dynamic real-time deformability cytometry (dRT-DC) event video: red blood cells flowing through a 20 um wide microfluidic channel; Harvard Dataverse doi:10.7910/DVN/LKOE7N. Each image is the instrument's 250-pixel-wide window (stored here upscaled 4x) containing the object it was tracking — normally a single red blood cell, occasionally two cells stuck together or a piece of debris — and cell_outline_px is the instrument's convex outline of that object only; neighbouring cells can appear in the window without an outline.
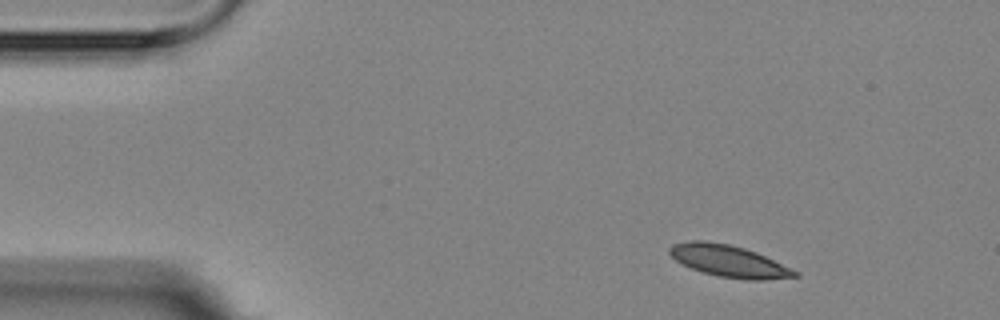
{"species": "Egyptian fruit bat (a non-hibernating species)", "species_latin": "Rousettus aegyptiacus", "temperature_condition": "room temperature", "stored_images_in_passage": 4, "camera_frame_rate_fps": 3000, "um_per_image_px": 0.085, "animal": {"sex": "female"}, "frame": {"image": 1, "passage_image": 1, "time_ms": 0.0, "image_size_px": [1000, 320], "cell_outline_px": [[800, 276], [764, 280], [748, 280], [720, 276], [704, 272], [692, 268], [676, 260], [668, 252], [668, 248], [672, 244], [692, 240], [704, 240], [728, 244], [744, 248], [756, 252], [792, 268], [800, 272]], "centroid_in_image_um": [61.98, 22.18], "position_along_channel_um": 23.0, "area_um2": 23.12}}
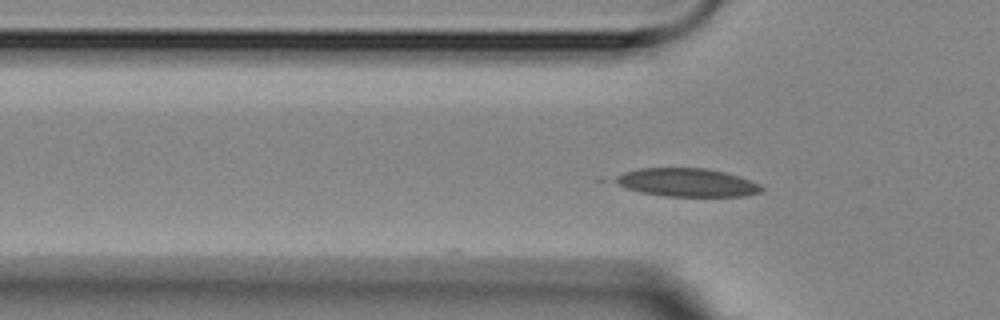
{"frame": {"image": 2, "passage_image": 4, "time_ms": 3.333, "image_size_px": [1000, 320], "cell_outline_px": [[764, 192], [744, 196], [664, 196], [640, 192], [628, 188], [612, 180], [616, 176], [624, 172], [640, 168], [704, 168], [724, 172], [740, 176], [760, 184], [764, 188]], "centroid_in_image_um": [58.44, 15.51], "position_along_channel_um": 67.4, "area_um2": 24.1}}